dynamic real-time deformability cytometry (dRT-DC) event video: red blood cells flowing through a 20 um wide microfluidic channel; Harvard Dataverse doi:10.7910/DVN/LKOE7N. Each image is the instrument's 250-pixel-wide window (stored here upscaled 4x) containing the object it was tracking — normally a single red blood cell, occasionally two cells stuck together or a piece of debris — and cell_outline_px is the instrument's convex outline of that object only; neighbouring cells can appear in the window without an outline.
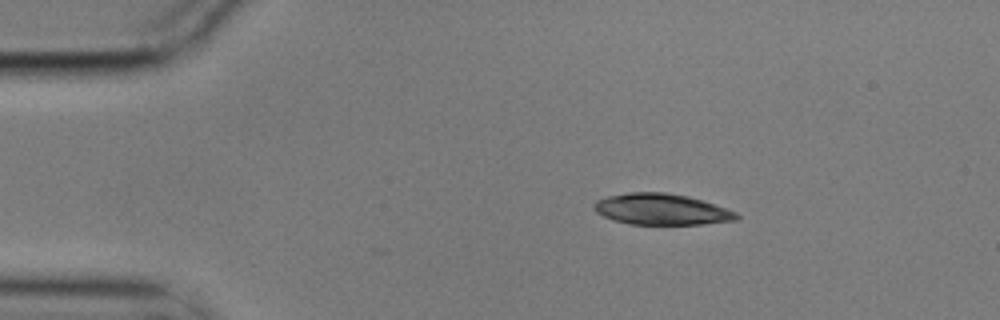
{"species": "common noctule bat (a hibernating species)", "species_latin": "Nyctalus noctula", "temperature_condition": "cold", "stored_images_in_passage": 2, "camera_frame_rate_fps": 3000, "um_per_image_px": 0.085, "animal": {"sex": "male", "body_mass_g": 17.9}, "frame": {"image": 1, "passage_image": 2, "time_ms": 0.333, "image_size_px": [1000, 320], "cell_outline_px": [[740, 216], [736, 220], [700, 224], [632, 224], [612, 220], [596, 212], [592, 208], [592, 204], [596, 200], [608, 196], [628, 192], [668, 192], [688, 196], [736, 212]], "centroid_in_image_um": [56.16, 17.78], "position_along_channel_um": 28.8, "area_um2": 25.72}}